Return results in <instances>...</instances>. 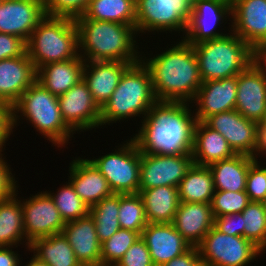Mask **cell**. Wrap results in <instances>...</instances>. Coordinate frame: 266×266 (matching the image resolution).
Segmentation results:
<instances>
[{
    "mask_svg": "<svg viewBox=\"0 0 266 266\" xmlns=\"http://www.w3.org/2000/svg\"><path fill=\"white\" fill-rule=\"evenodd\" d=\"M237 98V76L202 82L194 99L196 120L205 121L208 117L235 110Z\"/></svg>",
    "mask_w": 266,
    "mask_h": 266,
    "instance_id": "19",
    "label": "cell"
},
{
    "mask_svg": "<svg viewBox=\"0 0 266 266\" xmlns=\"http://www.w3.org/2000/svg\"><path fill=\"white\" fill-rule=\"evenodd\" d=\"M58 102L63 121L74 133L101 126V108L83 79L59 96Z\"/></svg>",
    "mask_w": 266,
    "mask_h": 266,
    "instance_id": "13",
    "label": "cell"
},
{
    "mask_svg": "<svg viewBox=\"0 0 266 266\" xmlns=\"http://www.w3.org/2000/svg\"><path fill=\"white\" fill-rule=\"evenodd\" d=\"M140 237L138 232L120 228L101 244V266H115Z\"/></svg>",
    "mask_w": 266,
    "mask_h": 266,
    "instance_id": "37",
    "label": "cell"
},
{
    "mask_svg": "<svg viewBox=\"0 0 266 266\" xmlns=\"http://www.w3.org/2000/svg\"><path fill=\"white\" fill-rule=\"evenodd\" d=\"M266 155V124L262 121L256 122L255 127V144L253 147L252 158L257 161L258 154ZM264 153V154H263Z\"/></svg>",
    "mask_w": 266,
    "mask_h": 266,
    "instance_id": "48",
    "label": "cell"
},
{
    "mask_svg": "<svg viewBox=\"0 0 266 266\" xmlns=\"http://www.w3.org/2000/svg\"><path fill=\"white\" fill-rule=\"evenodd\" d=\"M115 266H154L145 241L140 237Z\"/></svg>",
    "mask_w": 266,
    "mask_h": 266,
    "instance_id": "42",
    "label": "cell"
},
{
    "mask_svg": "<svg viewBox=\"0 0 266 266\" xmlns=\"http://www.w3.org/2000/svg\"><path fill=\"white\" fill-rule=\"evenodd\" d=\"M141 238L146 243L154 266H162L192 247L172 223H148Z\"/></svg>",
    "mask_w": 266,
    "mask_h": 266,
    "instance_id": "20",
    "label": "cell"
},
{
    "mask_svg": "<svg viewBox=\"0 0 266 266\" xmlns=\"http://www.w3.org/2000/svg\"><path fill=\"white\" fill-rule=\"evenodd\" d=\"M89 214L94 219L96 234L102 244L121 228L118 219L119 194L103 198L89 209Z\"/></svg>",
    "mask_w": 266,
    "mask_h": 266,
    "instance_id": "34",
    "label": "cell"
},
{
    "mask_svg": "<svg viewBox=\"0 0 266 266\" xmlns=\"http://www.w3.org/2000/svg\"><path fill=\"white\" fill-rule=\"evenodd\" d=\"M253 161L254 159L248 155L235 154L229 159L209 165L213 174L215 190L245 191L247 173Z\"/></svg>",
    "mask_w": 266,
    "mask_h": 266,
    "instance_id": "29",
    "label": "cell"
},
{
    "mask_svg": "<svg viewBox=\"0 0 266 266\" xmlns=\"http://www.w3.org/2000/svg\"><path fill=\"white\" fill-rule=\"evenodd\" d=\"M37 71L27 52L0 60V101L12 107L36 81Z\"/></svg>",
    "mask_w": 266,
    "mask_h": 266,
    "instance_id": "21",
    "label": "cell"
},
{
    "mask_svg": "<svg viewBox=\"0 0 266 266\" xmlns=\"http://www.w3.org/2000/svg\"><path fill=\"white\" fill-rule=\"evenodd\" d=\"M162 266H203L199 250L197 247H191L185 253L171 259Z\"/></svg>",
    "mask_w": 266,
    "mask_h": 266,
    "instance_id": "47",
    "label": "cell"
},
{
    "mask_svg": "<svg viewBox=\"0 0 266 266\" xmlns=\"http://www.w3.org/2000/svg\"><path fill=\"white\" fill-rule=\"evenodd\" d=\"M75 24L78 31V52L84 61L137 63L142 60L135 48L136 27L88 18H75Z\"/></svg>",
    "mask_w": 266,
    "mask_h": 266,
    "instance_id": "3",
    "label": "cell"
},
{
    "mask_svg": "<svg viewBox=\"0 0 266 266\" xmlns=\"http://www.w3.org/2000/svg\"><path fill=\"white\" fill-rule=\"evenodd\" d=\"M243 237L252 241L262 251L266 249V212L261 202L251 201L241 212Z\"/></svg>",
    "mask_w": 266,
    "mask_h": 266,
    "instance_id": "36",
    "label": "cell"
},
{
    "mask_svg": "<svg viewBox=\"0 0 266 266\" xmlns=\"http://www.w3.org/2000/svg\"><path fill=\"white\" fill-rule=\"evenodd\" d=\"M203 266H246L262 250L243 236L219 232L214 227L197 246Z\"/></svg>",
    "mask_w": 266,
    "mask_h": 266,
    "instance_id": "9",
    "label": "cell"
},
{
    "mask_svg": "<svg viewBox=\"0 0 266 266\" xmlns=\"http://www.w3.org/2000/svg\"><path fill=\"white\" fill-rule=\"evenodd\" d=\"M148 223H172L180 204L178 188L158 186L139 191Z\"/></svg>",
    "mask_w": 266,
    "mask_h": 266,
    "instance_id": "28",
    "label": "cell"
},
{
    "mask_svg": "<svg viewBox=\"0 0 266 266\" xmlns=\"http://www.w3.org/2000/svg\"><path fill=\"white\" fill-rule=\"evenodd\" d=\"M84 62L78 55L74 59L46 64L37 70L36 80L59 97L82 79Z\"/></svg>",
    "mask_w": 266,
    "mask_h": 266,
    "instance_id": "27",
    "label": "cell"
},
{
    "mask_svg": "<svg viewBox=\"0 0 266 266\" xmlns=\"http://www.w3.org/2000/svg\"><path fill=\"white\" fill-rule=\"evenodd\" d=\"M231 16L232 32L255 52L266 44V0H231Z\"/></svg>",
    "mask_w": 266,
    "mask_h": 266,
    "instance_id": "15",
    "label": "cell"
},
{
    "mask_svg": "<svg viewBox=\"0 0 266 266\" xmlns=\"http://www.w3.org/2000/svg\"><path fill=\"white\" fill-rule=\"evenodd\" d=\"M25 266H49L46 262L39 259L36 255L32 257L29 263Z\"/></svg>",
    "mask_w": 266,
    "mask_h": 266,
    "instance_id": "51",
    "label": "cell"
},
{
    "mask_svg": "<svg viewBox=\"0 0 266 266\" xmlns=\"http://www.w3.org/2000/svg\"><path fill=\"white\" fill-rule=\"evenodd\" d=\"M189 104L156 101L143 117L138 134L131 138L138 150L155 155L192 154L197 120Z\"/></svg>",
    "mask_w": 266,
    "mask_h": 266,
    "instance_id": "1",
    "label": "cell"
},
{
    "mask_svg": "<svg viewBox=\"0 0 266 266\" xmlns=\"http://www.w3.org/2000/svg\"><path fill=\"white\" fill-rule=\"evenodd\" d=\"M12 129L11 107L0 101V153L3 151V146L13 132Z\"/></svg>",
    "mask_w": 266,
    "mask_h": 266,
    "instance_id": "46",
    "label": "cell"
},
{
    "mask_svg": "<svg viewBox=\"0 0 266 266\" xmlns=\"http://www.w3.org/2000/svg\"><path fill=\"white\" fill-rule=\"evenodd\" d=\"M12 197L0 201V247H17L25 239L21 201Z\"/></svg>",
    "mask_w": 266,
    "mask_h": 266,
    "instance_id": "33",
    "label": "cell"
},
{
    "mask_svg": "<svg viewBox=\"0 0 266 266\" xmlns=\"http://www.w3.org/2000/svg\"><path fill=\"white\" fill-rule=\"evenodd\" d=\"M256 60L265 67L266 70V44L263 45L257 52H256Z\"/></svg>",
    "mask_w": 266,
    "mask_h": 266,
    "instance_id": "50",
    "label": "cell"
},
{
    "mask_svg": "<svg viewBox=\"0 0 266 266\" xmlns=\"http://www.w3.org/2000/svg\"><path fill=\"white\" fill-rule=\"evenodd\" d=\"M245 192L250 201L260 202L266 197V167H261L258 161L249 166Z\"/></svg>",
    "mask_w": 266,
    "mask_h": 266,
    "instance_id": "41",
    "label": "cell"
},
{
    "mask_svg": "<svg viewBox=\"0 0 266 266\" xmlns=\"http://www.w3.org/2000/svg\"><path fill=\"white\" fill-rule=\"evenodd\" d=\"M193 48L202 82L237 76L256 60V52L232 30Z\"/></svg>",
    "mask_w": 266,
    "mask_h": 266,
    "instance_id": "5",
    "label": "cell"
},
{
    "mask_svg": "<svg viewBox=\"0 0 266 266\" xmlns=\"http://www.w3.org/2000/svg\"><path fill=\"white\" fill-rule=\"evenodd\" d=\"M21 207L24 220L23 229L28 248L35 239L62 233L66 222L55 207L54 200L48 191L22 201Z\"/></svg>",
    "mask_w": 266,
    "mask_h": 266,
    "instance_id": "12",
    "label": "cell"
},
{
    "mask_svg": "<svg viewBox=\"0 0 266 266\" xmlns=\"http://www.w3.org/2000/svg\"><path fill=\"white\" fill-rule=\"evenodd\" d=\"M150 72L142 61L131 64L122 74L110 99L101 108L100 125H109L135 115H147L156 102Z\"/></svg>",
    "mask_w": 266,
    "mask_h": 266,
    "instance_id": "4",
    "label": "cell"
},
{
    "mask_svg": "<svg viewBox=\"0 0 266 266\" xmlns=\"http://www.w3.org/2000/svg\"><path fill=\"white\" fill-rule=\"evenodd\" d=\"M30 250L49 266H82L63 233L35 239Z\"/></svg>",
    "mask_w": 266,
    "mask_h": 266,
    "instance_id": "32",
    "label": "cell"
},
{
    "mask_svg": "<svg viewBox=\"0 0 266 266\" xmlns=\"http://www.w3.org/2000/svg\"><path fill=\"white\" fill-rule=\"evenodd\" d=\"M250 202L245 191L216 190L212 198L211 208L215 218L227 214L241 213Z\"/></svg>",
    "mask_w": 266,
    "mask_h": 266,
    "instance_id": "39",
    "label": "cell"
},
{
    "mask_svg": "<svg viewBox=\"0 0 266 266\" xmlns=\"http://www.w3.org/2000/svg\"><path fill=\"white\" fill-rule=\"evenodd\" d=\"M62 233L82 266H101V243L90 214L66 222Z\"/></svg>",
    "mask_w": 266,
    "mask_h": 266,
    "instance_id": "23",
    "label": "cell"
},
{
    "mask_svg": "<svg viewBox=\"0 0 266 266\" xmlns=\"http://www.w3.org/2000/svg\"><path fill=\"white\" fill-rule=\"evenodd\" d=\"M89 160L106 178L113 194L139 193L140 151L132 139L113 153Z\"/></svg>",
    "mask_w": 266,
    "mask_h": 266,
    "instance_id": "8",
    "label": "cell"
},
{
    "mask_svg": "<svg viewBox=\"0 0 266 266\" xmlns=\"http://www.w3.org/2000/svg\"><path fill=\"white\" fill-rule=\"evenodd\" d=\"M131 64L134 63L122 61L84 62L82 79L100 108L110 99L122 74Z\"/></svg>",
    "mask_w": 266,
    "mask_h": 266,
    "instance_id": "22",
    "label": "cell"
},
{
    "mask_svg": "<svg viewBox=\"0 0 266 266\" xmlns=\"http://www.w3.org/2000/svg\"><path fill=\"white\" fill-rule=\"evenodd\" d=\"M13 247H0V266H19L20 260Z\"/></svg>",
    "mask_w": 266,
    "mask_h": 266,
    "instance_id": "49",
    "label": "cell"
},
{
    "mask_svg": "<svg viewBox=\"0 0 266 266\" xmlns=\"http://www.w3.org/2000/svg\"><path fill=\"white\" fill-rule=\"evenodd\" d=\"M54 200L55 207L59 210L65 222L83 218L89 214V207L82 201L68 181L66 186L58 190L57 194L48 193Z\"/></svg>",
    "mask_w": 266,
    "mask_h": 266,
    "instance_id": "38",
    "label": "cell"
},
{
    "mask_svg": "<svg viewBox=\"0 0 266 266\" xmlns=\"http://www.w3.org/2000/svg\"><path fill=\"white\" fill-rule=\"evenodd\" d=\"M195 0H136V30L185 33Z\"/></svg>",
    "mask_w": 266,
    "mask_h": 266,
    "instance_id": "10",
    "label": "cell"
},
{
    "mask_svg": "<svg viewBox=\"0 0 266 266\" xmlns=\"http://www.w3.org/2000/svg\"><path fill=\"white\" fill-rule=\"evenodd\" d=\"M146 60L141 61L150 72L157 101H194L202 80L192 45L182 40L169 50Z\"/></svg>",
    "mask_w": 266,
    "mask_h": 266,
    "instance_id": "2",
    "label": "cell"
},
{
    "mask_svg": "<svg viewBox=\"0 0 266 266\" xmlns=\"http://www.w3.org/2000/svg\"><path fill=\"white\" fill-rule=\"evenodd\" d=\"M177 188L180 202L211 204L216 191L209 166L196 164L187 171Z\"/></svg>",
    "mask_w": 266,
    "mask_h": 266,
    "instance_id": "30",
    "label": "cell"
},
{
    "mask_svg": "<svg viewBox=\"0 0 266 266\" xmlns=\"http://www.w3.org/2000/svg\"><path fill=\"white\" fill-rule=\"evenodd\" d=\"M12 128L22 114L47 140L58 147L68 142L74 132L63 121L58 97L53 95L37 80L29 86L11 107ZM62 145V146H60Z\"/></svg>",
    "mask_w": 266,
    "mask_h": 266,
    "instance_id": "7",
    "label": "cell"
},
{
    "mask_svg": "<svg viewBox=\"0 0 266 266\" xmlns=\"http://www.w3.org/2000/svg\"><path fill=\"white\" fill-rule=\"evenodd\" d=\"M89 0H43V7L47 16L76 18L82 15Z\"/></svg>",
    "mask_w": 266,
    "mask_h": 266,
    "instance_id": "40",
    "label": "cell"
},
{
    "mask_svg": "<svg viewBox=\"0 0 266 266\" xmlns=\"http://www.w3.org/2000/svg\"><path fill=\"white\" fill-rule=\"evenodd\" d=\"M214 228L232 236H243L242 213L227 214L214 218Z\"/></svg>",
    "mask_w": 266,
    "mask_h": 266,
    "instance_id": "44",
    "label": "cell"
},
{
    "mask_svg": "<svg viewBox=\"0 0 266 266\" xmlns=\"http://www.w3.org/2000/svg\"><path fill=\"white\" fill-rule=\"evenodd\" d=\"M262 122H263L264 124H266V110H265V115H264V118H263Z\"/></svg>",
    "mask_w": 266,
    "mask_h": 266,
    "instance_id": "53",
    "label": "cell"
},
{
    "mask_svg": "<svg viewBox=\"0 0 266 266\" xmlns=\"http://www.w3.org/2000/svg\"><path fill=\"white\" fill-rule=\"evenodd\" d=\"M172 224L192 247H197L214 227L211 204L180 202Z\"/></svg>",
    "mask_w": 266,
    "mask_h": 266,
    "instance_id": "25",
    "label": "cell"
},
{
    "mask_svg": "<svg viewBox=\"0 0 266 266\" xmlns=\"http://www.w3.org/2000/svg\"><path fill=\"white\" fill-rule=\"evenodd\" d=\"M45 16L43 0H2L0 33L20 37L27 43L32 31Z\"/></svg>",
    "mask_w": 266,
    "mask_h": 266,
    "instance_id": "17",
    "label": "cell"
},
{
    "mask_svg": "<svg viewBox=\"0 0 266 266\" xmlns=\"http://www.w3.org/2000/svg\"><path fill=\"white\" fill-rule=\"evenodd\" d=\"M204 123L221 133L235 154L252 158L256 122L246 119L237 110H230L212 115Z\"/></svg>",
    "mask_w": 266,
    "mask_h": 266,
    "instance_id": "18",
    "label": "cell"
},
{
    "mask_svg": "<svg viewBox=\"0 0 266 266\" xmlns=\"http://www.w3.org/2000/svg\"><path fill=\"white\" fill-rule=\"evenodd\" d=\"M243 117L254 122L263 120L266 110V70L253 61L237 75L236 108Z\"/></svg>",
    "mask_w": 266,
    "mask_h": 266,
    "instance_id": "14",
    "label": "cell"
},
{
    "mask_svg": "<svg viewBox=\"0 0 266 266\" xmlns=\"http://www.w3.org/2000/svg\"><path fill=\"white\" fill-rule=\"evenodd\" d=\"M71 163L68 181L89 209L113 194L106 178L89 159L78 158Z\"/></svg>",
    "mask_w": 266,
    "mask_h": 266,
    "instance_id": "24",
    "label": "cell"
},
{
    "mask_svg": "<svg viewBox=\"0 0 266 266\" xmlns=\"http://www.w3.org/2000/svg\"><path fill=\"white\" fill-rule=\"evenodd\" d=\"M26 53V42L20 37L0 33V60L19 57Z\"/></svg>",
    "mask_w": 266,
    "mask_h": 266,
    "instance_id": "43",
    "label": "cell"
},
{
    "mask_svg": "<svg viewBox=\"0 0 266 266\" xmlns=\"http://www.w3.org/2000/svg\"><path fill=\"white\" fill-rule=\"evenodd\" d=\"M260 202H261V204H262L263 209H264L265 212H266V197H265L263 200H261Z\"/></svg>",
    "mask_w": 266,
    "mask_h": 266,
    "instance_id": "52",
    "label": "cell"
},
{
    "mask_svg": "<svg viewBox=\"0 0 266 266\" xmlns=\"http://www.w3.org/2000/svg\"><path fill=\"white\" fill-rule=\"evenodd\" d=\"M10 170L9 165L0 153V201L12 197L17 192V181H15Z\"/></svg>",
    "mask_w": 266,
    "mask_h": 266,
    "instance_id": "45",
    "label": "cell"
},
{
    "mask_svg": "<svg viewBox=\"0 0 266 266\" xmlns=\"http://www.w3.org/2000/svg\"><path fill=\"white\" fill-rule=\"evenodd\" d=\"M234 155L235 153L221 133L211 129L203 121L196 122L192 149L194 164L209 166Z\"/></svg>",
    "mask_w": 266,
    "mask_h": 266,
    "instance_id": "26",
    "label": "cell"
},
{
    "mask_svg": "<svg viewBox=\"0 0 266 266\" xmlns=\"http://www.w3.org/2000/svg\"><path fill=\"white\" fill-rule=\"evenodd\" d=\"M226 15H231V0H195L183 40L193 46L226 35L215 31Z\"/></svg>",
    "mask_w": 266,
    "mask_h": 266,
    "instance_id": "16",
    "label": "cell"
},
{
    "mask_svg": "<svg viewBox=\"0 0 266 266\" xmlns=\"http://www.w3.org/2000/svg\"><path fill=\"white\" fill-rule=\"evenodd\" d=\"M76 18L115 22L136 27V0H89L85 12Z\"/></svg>",
    "mask_w": 266,
    "mask_h": 266,
    "instance_id": "31",
    "label": "cell"
},
{
    "mask_svg": "<svg viewBox=\"0 0 266 266\" xmlns=\"http://www.w3.org/2000/svg\"><path fill=\"white\" fill-rule=\"evenodd\" d=\"M118 219L121 229L142 234L148 221L145 215L144 203L139 193L119 194Z\"/></svg>",
    "mask_w": 266,
    "mask_h": 266,
    "instance_id": "35",
    "label": "cell"
},
{
    "mask_svg": "<svg viewBox=\"0 0 266 266\" xmlns=\"http://www.w3.org/2000/svg\"><path fill=\"white\" fill-rule=\"evenodd\" d=\"M193 164L192 154L155 155L140 152L139 191L158 186L178 187Z\"/></svg>",
    "mask_w": 266,
    "mask_h": 266,
    "instance_id": "11",
    "label": "cell"
},
{
    "mask_svg": "<svg viewBox=\"0 0 266 266\" xmlns=\"http://www.w3.org/2000/svg\"><path fill=\"white\" fill-rule=\"evenodd\" d=\"M26 52L36 71L49 63L76 58L79 53L75 19L46 15L32 31Z\"/></svg>",
    "mask_w": 266,
    "mask_h": 266,
    "instance_id": "6",
    "label": "cell"
}]
</instances>
